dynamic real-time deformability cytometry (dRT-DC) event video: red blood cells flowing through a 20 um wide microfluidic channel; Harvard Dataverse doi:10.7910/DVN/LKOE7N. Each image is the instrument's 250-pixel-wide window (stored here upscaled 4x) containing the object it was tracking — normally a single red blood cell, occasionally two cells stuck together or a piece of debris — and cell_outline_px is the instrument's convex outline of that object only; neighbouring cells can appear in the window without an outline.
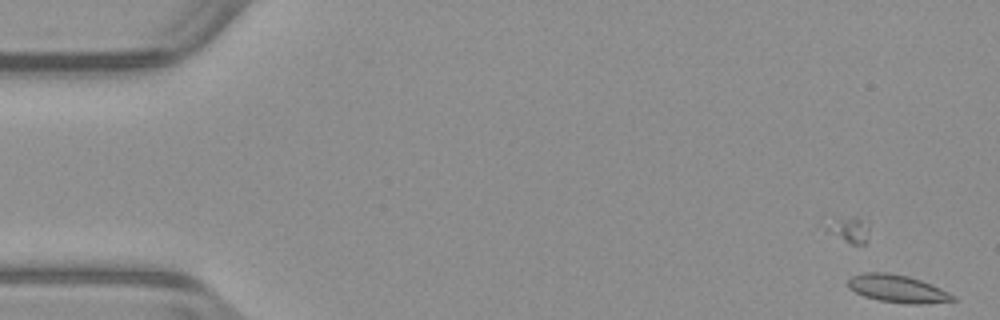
{"species": "common noctule bat (a hibernating species)", "species_latin": "Nyctalus noctula", "temperature_condition": "warm", "stored_images_in_passage": 5, "camera_frame_rate_fps": 3000, "um_per_image_px": 0.085, "animal": {"sex": "male", "body_mass_g": 23.1, "forearm_length_mm": 52.7}, "frame": {"image": 1, "passage_image": 5, "time_ms": 1.333, "image_size_px": [1000, 320], "cell_outline_px": [[956, 300], [920, 304], [908, 304], [880, 300], [864, 296], [848, 288], [848, 280], [852, 276], [868, 272], [884, 272], [908, 276], [932, 284], [956, 296]], "centroid_in_image_um": [76.3, 24.54], "position_along_channel_um": 8.7, "area_um2": 16.7}}